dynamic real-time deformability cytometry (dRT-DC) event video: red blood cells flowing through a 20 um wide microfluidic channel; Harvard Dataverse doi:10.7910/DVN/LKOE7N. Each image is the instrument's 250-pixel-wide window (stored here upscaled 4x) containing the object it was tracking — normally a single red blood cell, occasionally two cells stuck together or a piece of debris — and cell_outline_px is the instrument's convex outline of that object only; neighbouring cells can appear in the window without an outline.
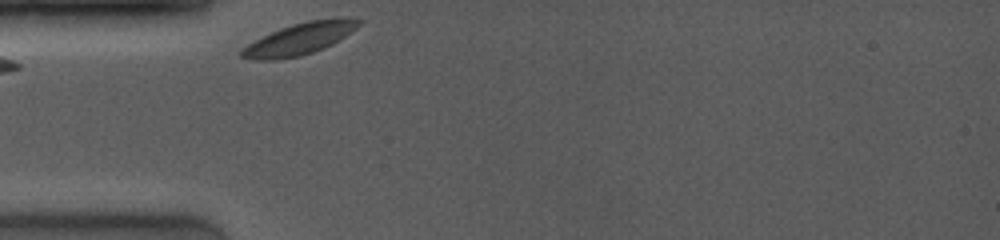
{"species": "common noctule bat (a hibernating species)", "species_latin": "Nyctalus noctula", "temperature_condition": "room temperature", "stored_images_in_passage": 17, "camera_frame_rate_fps": 4000, "um_per_image_px": 0.085, "animal": {"sex": "female", "body_mass_g": 19.0, "forearm_length_mm": 53.3}, "frame": {"image": 1, "passage_image": 1, "time_ms": 0.0, "image_size_px": [1000, 240], "cell_outline_px": [[360, 24], [356, 28], [332, 44], [324, 48], [300, 56], [276, 60], [256, 60], [240, 56], [240, 48], [280, 28], [292, 24], [308, 20], [340, 16], [360, 20]], "centroid_in_image_um": [25.46, 3.29], "position_along_channel_um": 59.5, "area_um2": 21.56}}